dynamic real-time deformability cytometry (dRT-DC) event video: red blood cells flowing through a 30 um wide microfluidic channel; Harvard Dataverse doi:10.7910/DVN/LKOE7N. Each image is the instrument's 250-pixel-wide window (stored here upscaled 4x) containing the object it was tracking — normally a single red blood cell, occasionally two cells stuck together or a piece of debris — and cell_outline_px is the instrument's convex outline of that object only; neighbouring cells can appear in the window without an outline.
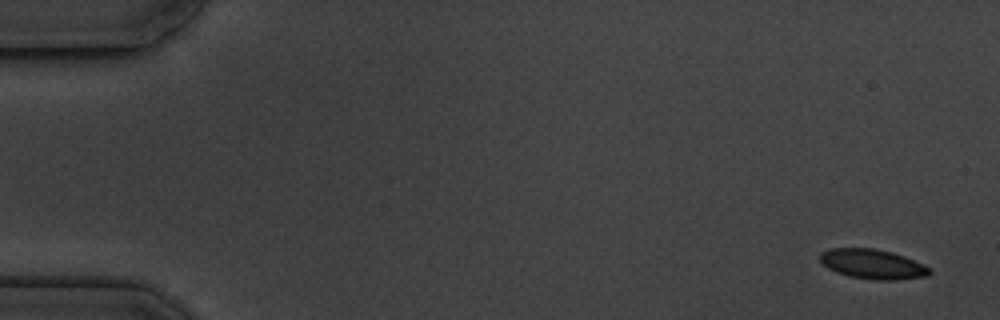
{"species": "common noctule bat (a hibernating species)", "species_latin": "Nyctalus noctula", "temperature_condition": "cold", "stored_images_in_passage": 7, "camera_frame_rate_fps": 3000, "um_per_image_px": 0.085, "animal": {"sex": "male", "body_mass_g": 19.5, "forearm_length_mm": 54.6}, "frame": {"image": 1, "passage_image": 1, "time_ms": 0.0, "image_size_px": [1000, 320], "cell_outline_px": [[932, 272], [928, 276], [896, 280], [876, 280], [848, 276], [836, 272], [828, 268], [820, 260], [820, 252], [828, 248], [872, 248], [892, 252], [904, 256], [924, 264]], "centroid_in_image_um": [74.17, 22.45], "position_along_channel_um": 10.8, "area_um2": 19.02}}
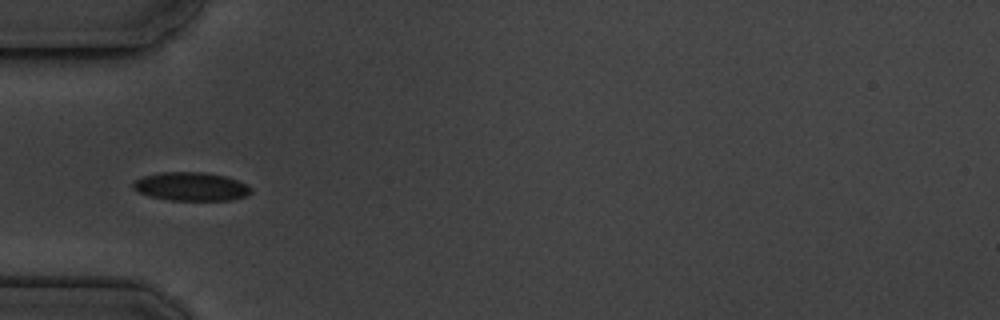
{"frame": {"image": 2, "passage_image": 5, "time_ms": 5.333, "image_size_px": [1000, 320], "cell_outline_px": [[252, 192], [244, 196], [232, 200], [168, 200], [148, 196], [136, 192], [132, 188], [132, 184], [136, 180], [144, 176], [160, 172], [204, 172], [224, 176], [248, 184], [252, 188]], "centroid_in_image_um": [16.22, 15.86], "position_along_channel_um": 68.8, "area_um2": 19.71}}
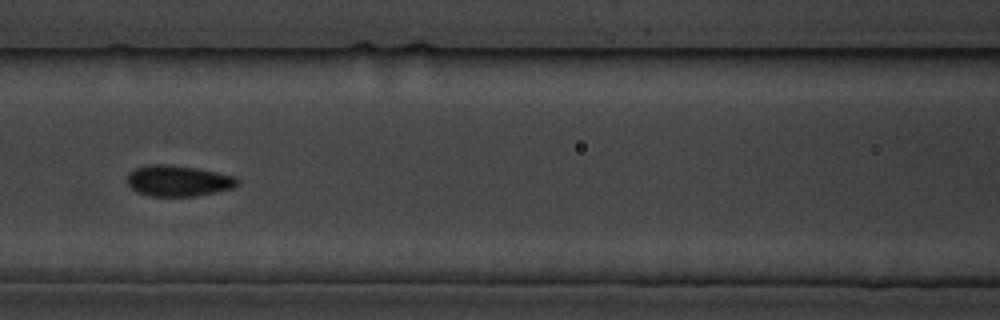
{"frame": {"image": 3, "passage_image": 7, "time_ms": 7.667, "image_size_px": [1000, 320], "cell_outline_px": [[240, 184], [232, 188], [216, 192], [196, 196], [148, 196], [136, 192], [128, 184], [128, 172], [136, 168], [148, 164], [168, 164], [196, 168], [236, 176], [240, 180]], "centroid_in_image_um": [15.16, 15.37], "position_along_channel_um": 151.4, "area_um2": 20.06}}